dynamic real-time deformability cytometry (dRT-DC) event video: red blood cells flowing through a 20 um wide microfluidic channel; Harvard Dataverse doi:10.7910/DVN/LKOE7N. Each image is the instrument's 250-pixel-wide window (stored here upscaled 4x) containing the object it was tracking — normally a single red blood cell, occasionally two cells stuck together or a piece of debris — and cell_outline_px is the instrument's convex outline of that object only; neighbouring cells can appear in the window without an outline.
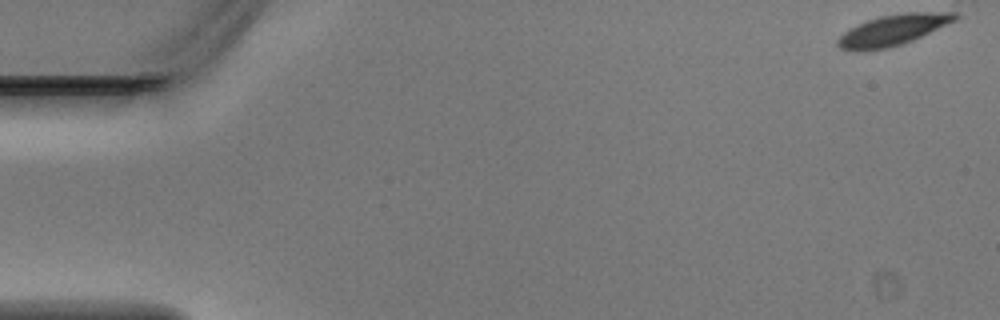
{"species": "Egyptian fruit bat (a non-hibernating species)", "species_latin": "Rousettus aegyptiacus", "temperature_condition": "warm", "stored_images_in_passage": 4, "camera_frame_rate_fps": 3000, "um_per_image_px": 0.085, "animal": {"sex": "male"}, "frame": {"image": 1, "passage_image": 1, "time_ms": 0.0, "image_size_px": [1000, 320], "cell_outline_px": [[960, 16], [956, 20], [912, 40], [888, 48], [856, 52], [840, 48], [836, 44], [836, 40], [848, 28], [868, 20], [880, 16], [904, 12], [956, 12]], "centroid_in_image_um": [75.86, 2.55], "position_along_channel_um": 9.1, "area_um2": 21.04}}